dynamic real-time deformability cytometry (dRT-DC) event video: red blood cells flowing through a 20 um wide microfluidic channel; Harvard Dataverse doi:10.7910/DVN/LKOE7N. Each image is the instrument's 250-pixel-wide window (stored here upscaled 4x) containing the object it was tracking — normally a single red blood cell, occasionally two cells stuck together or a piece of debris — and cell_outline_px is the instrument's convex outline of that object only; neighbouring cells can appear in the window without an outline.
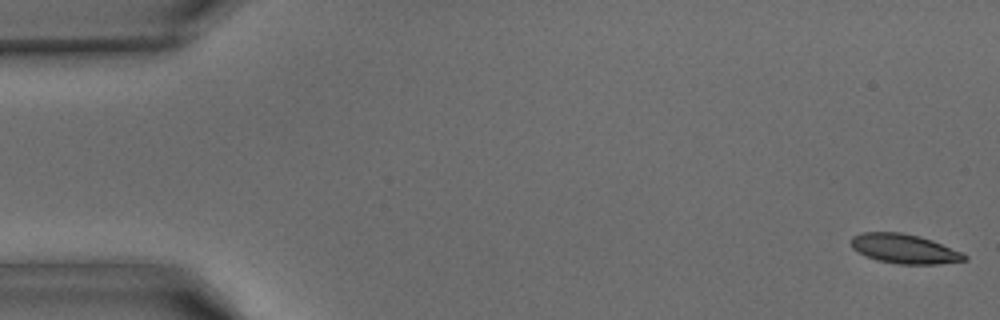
{"species": "common noctule bat (a hibernating species)", "species_latin": "Nyctalus noctula", "temperature_condition": "warm", "stored_images_in_passage": 42, "camera_frame_rate_fps": 3000, "um_per_image_px": 0.085, "animal": {"sex": "male", "body_mass_g": 15.6}, "frame": {"image": 1, "passage_image": 1, "time_ms": 0.0, "image_size_px": [1000, 320], "cell_outline_px": [[968, 260], [940, 264], [900, 264], [876, 260], [864, 256], [852, 248], [848, 240], [852, 236], [860, 232], [900, 232], [920, 236], [932, 240], [960, 252], [968, 256]], "centroid_in_image_um": [76.81, 21.14], "position_along_channel_um": 8.2, "area_um2": 19.65}}
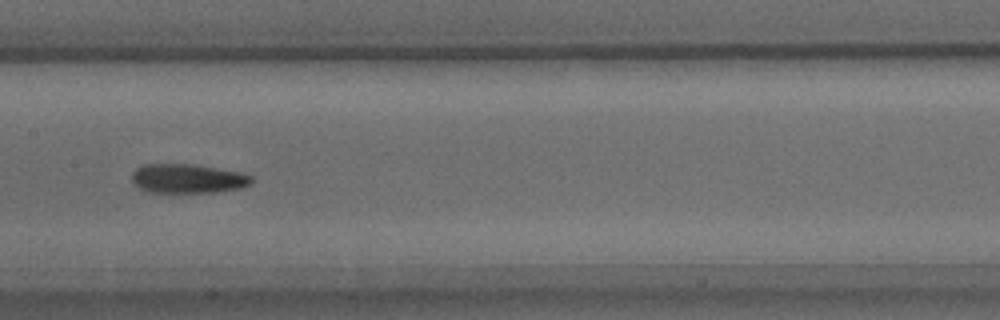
{"frame": {"image": 2, "passage_image": 21, "time_ms": 6.667, "image_size_px": [1000, 320], "cell_outline_px": [[252, 184], [240, 188], [216, 192], [148, 192], [140, 188], [132, 180], [132, 172], [136, 168], [144, 164], [196, 164], [240, 172], [252, 176]], "centroid_in_image_um": [15.97, 15.17], "position_along_channel_um": 191.4, "area_um2": 20.4}}
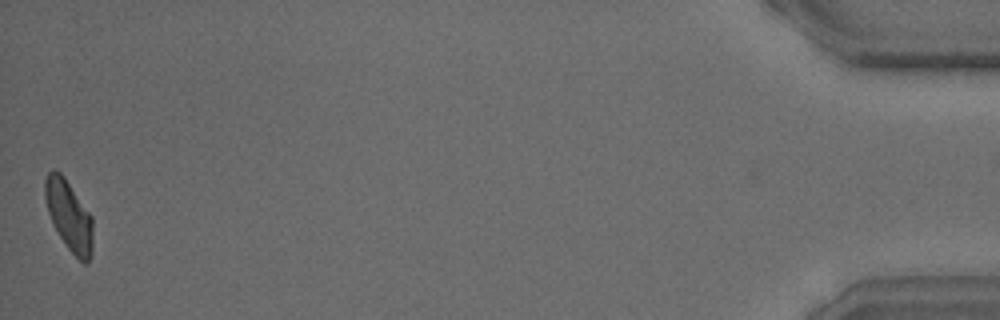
{"frame": {"image": 3, "passage_image": 42, "time_ms": 13.667, "image_size_px": [1000, 320], "cell_outline_px": [[92, 252], [88, 264], [84, 264], [68, 248], [52, 224], [48, 212], [44, 196], [44, 180], [48, 172], [52, 168], [60, 172], [64, 176], [92, 216]], "centroid_in_image_um": [5.85, 18.3], "position_along_channel_um": 429.4, "area_um2": 19.65}}